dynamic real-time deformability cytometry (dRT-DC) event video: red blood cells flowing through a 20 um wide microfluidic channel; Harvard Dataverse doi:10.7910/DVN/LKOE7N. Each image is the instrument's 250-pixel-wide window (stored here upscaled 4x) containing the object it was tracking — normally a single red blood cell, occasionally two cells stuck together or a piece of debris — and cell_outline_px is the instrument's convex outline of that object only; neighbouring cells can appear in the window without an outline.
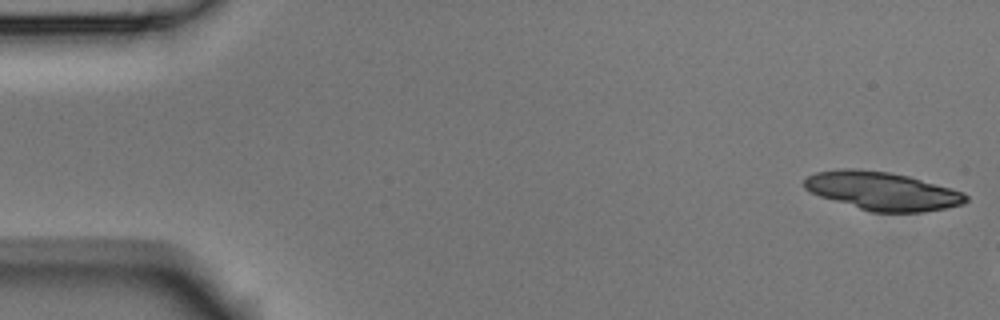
{"species": "Egyptian fruit bat (a non-hibernating species)", "species_latin": "Rousettus aegyptiacus", "temperature_condition": "room temperature", "stored_images_in_passage": 3, "camera_frame_rate_fps": 3000, "um_per_image_px": 0.085, "animal": {"sex": "male"}, "frame": {"image": 1, "passage_image": 1, "time_ms": 0.0, "image_size_px": [1000, 320], "cell_outline_px": [[968, 200], [964, 204], [924, 212], [872, 212], [820, 196], [804, 188], [804, 180], [808, 176], [816, 172], [840, 168], [856, 168], [888, 172], [908, 176], [952, 188], [964, 192], [968, 196]], "centroid_in_image_um": [75.02, 16.23], "position_along_channel_um": 10.0, "area_um2": 35.95}}